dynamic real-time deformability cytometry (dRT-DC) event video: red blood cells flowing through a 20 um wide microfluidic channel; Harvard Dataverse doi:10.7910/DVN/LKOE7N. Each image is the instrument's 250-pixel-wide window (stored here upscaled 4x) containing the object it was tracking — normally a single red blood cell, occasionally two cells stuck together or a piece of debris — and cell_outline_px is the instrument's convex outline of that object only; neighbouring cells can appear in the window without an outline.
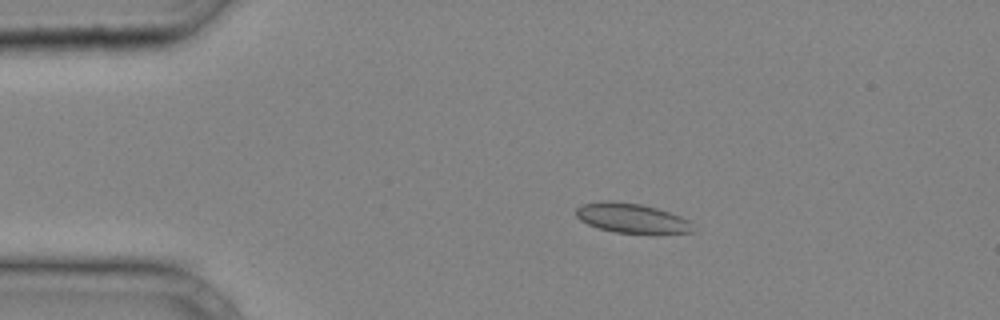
{"species": "common noctule bat (a hibernating species)", "species_latin": "Nyctalus noctula", "temperature_condition": "cold", "stored_images_in_passage": 7, "camera_frame_rate_fps": 3000, "um_per_image_px": 0.085, "animal": {"sex": "male", "body_mass_g": 20.4}, "frame": {"image": 1, "passage_image": 2, "time_ms": 0.333, "image_size_px": [1000, 320], "cell_outline_px": [[696, 232], [616, 232], [600, 228], [588, 224], [580, 220], [576, 216], [576, 208], [580, 204], [600, 200], [612, 200], [640, 204], [656, 208], [680, 216], [688, 220]], "centroid_in_image_um": [53.62, 18.5], "position_along_channel_um": 31.4, "area_um2": 19.83}}